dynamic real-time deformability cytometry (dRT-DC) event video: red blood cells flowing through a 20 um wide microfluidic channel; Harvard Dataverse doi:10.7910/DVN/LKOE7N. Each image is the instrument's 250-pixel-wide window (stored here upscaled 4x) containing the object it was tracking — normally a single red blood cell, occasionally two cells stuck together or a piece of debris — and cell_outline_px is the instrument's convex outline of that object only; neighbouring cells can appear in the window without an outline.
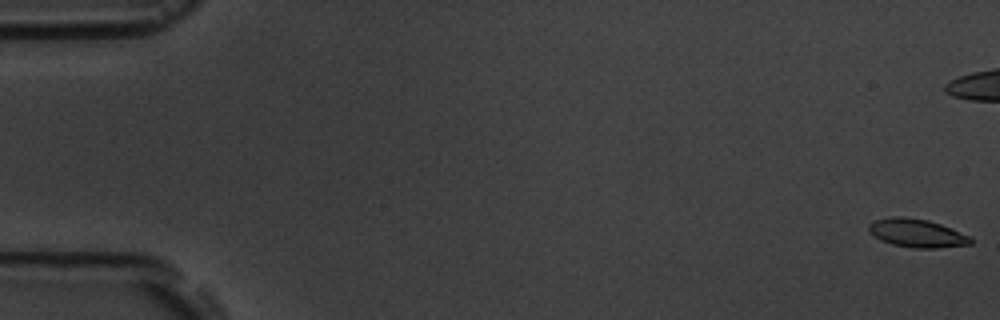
{"species": "common noctule bat (a hibernating species)", "species_latin": "Nyctalus noctula", "temperature_condition": "room temperature", "stored_images_in_passage": 11, "camera_frame_rate_fps": 3000, "um_per_image_px": 0.085, "animal": {"sex": "male", "body_mass_g": 19.5, "forearm_length_mm": 54.6}, "frame": {"image": 1, "passage_image": 1, "time_ms": 0.0, "image_size_px": [1000, 320], "cell_outline_px": [[972, 244], [936, 248], [912, 248], [892, 244], [880, 240], [868, 232], [868, 224], [876, 220], [892, 216], [904, 216], [928, 220], [940, 224], [972, 236]], "centroid_in_image_um": [77.93, 19.81], "position_along_channel_um": 7.1, "area_um2": 16.99}}